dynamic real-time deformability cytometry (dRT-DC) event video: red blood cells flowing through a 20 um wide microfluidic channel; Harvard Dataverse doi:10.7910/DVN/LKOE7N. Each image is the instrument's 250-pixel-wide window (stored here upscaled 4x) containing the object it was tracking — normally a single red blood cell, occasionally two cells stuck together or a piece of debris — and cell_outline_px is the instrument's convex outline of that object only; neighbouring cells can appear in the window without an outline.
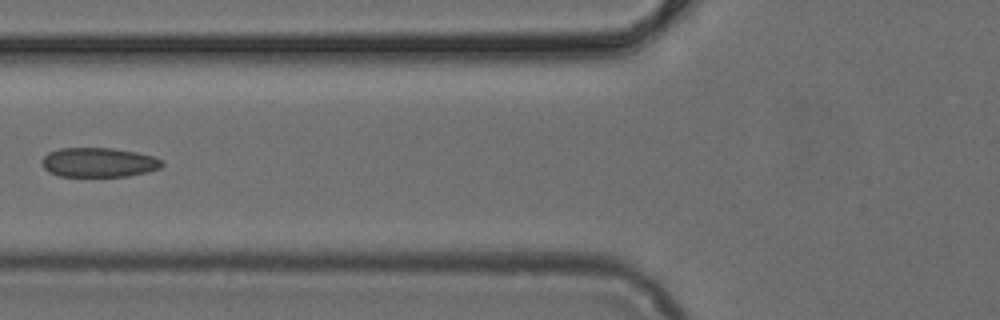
{"species": "common noctule bat (a hibernating species)", "species_latin": "Nyctalus noctula", "temperature_condition": "cold", "stored_images_in_passage": 5, "camera_frame_rate_fps": 3000, "um_per_image_px": 0.085, "animal": {"sex": "female", "body_mass_g": 24.6, "forearm_length_mm": 56.2}, "frame": {"image": 1, "passage_image": 4, "time_ms": 1.0, "image_size_px": [1000, 320], "cell_outline_px": [[164, 164], [160, 168], [148, 172], [128, 176], [60, 176], [48, 172], [44, 168], [40, 160], [48, 152], [60, 148], [112, 148], [136, 152], [156, 156], [164, 160]], "centroid_in_image_um": [8.41, 13.8], "position_along_channel_um": 117.4, "area_um2": 20.87}}
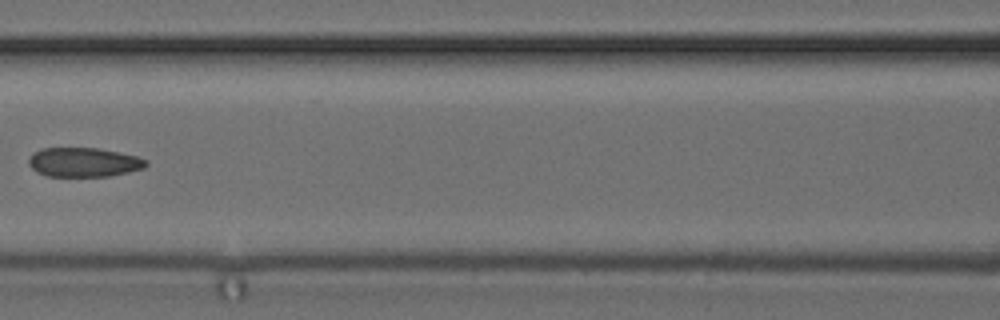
{"frame": {"image": 2, "passage_image": 5, "time_ms": 1.333, "image_size_px": [1000, 320], "cell_outline_px": [[148, 164], [144, 168], [112, 176], [48, 176], [36, 172], [28, 164], [28, 160], [32, 152], [40, 148], [100, 148], [136, 156], [148, 160]], "centroid_in_image_um": [7.1, 13.78], "position_along_channel_um": 159.5, "area_um2": 20.17}}